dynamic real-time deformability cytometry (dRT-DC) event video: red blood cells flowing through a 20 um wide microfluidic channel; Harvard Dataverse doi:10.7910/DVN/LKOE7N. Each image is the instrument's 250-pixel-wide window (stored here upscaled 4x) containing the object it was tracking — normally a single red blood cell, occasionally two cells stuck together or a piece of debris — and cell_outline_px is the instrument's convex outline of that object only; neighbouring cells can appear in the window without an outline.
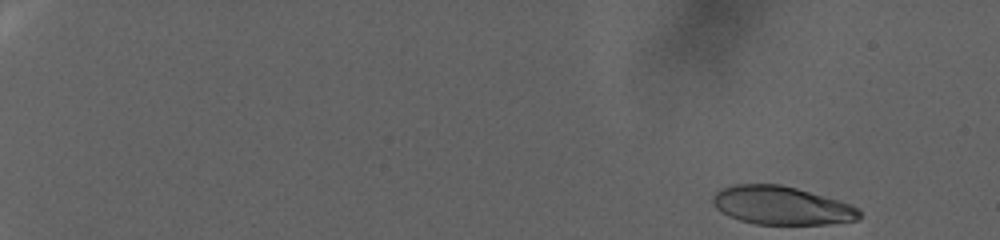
{"species": "human", "species_latin": "Homo sapiens", "temperature_condition": "warm", "stored_images_in_passage": 88, "camera_frame_rate_fps": 3000, "um_per_image_px": 0.085, "donor": {"sex": "female"}, "frame": {"image": 1, "passage_image": 1, "time_ms": 0.0, "image_size_px": [1000, 240], "cell_outline_px": [[860, 216], [856, 220], [824, 224], [756, 224], [740, 220], [728, 216], [716, 208], [712, 204], [712, 196], [716, 192], [724, 188], [736, 184], [780, 184], [796, 188], [836, 200], [860, 208]], "centroid_in_image_um": [66.39, 17.47], "position_along_channel_um": 18.6, "area_um2": 32.43}}
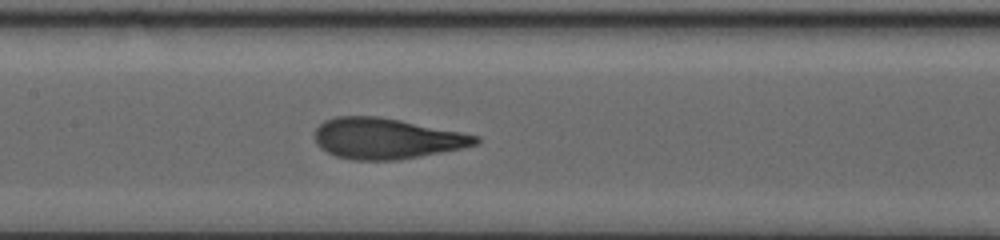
{"frame": {"image": 2, "passage_image": 47, "time_ms": 15.333, "image_size_px": [1000, 240], "cell_outline_px": [[480, 140], [476, 144], [460, 148], [396, 160], [352, 160], [336, 156], [320, 148], [316, 144], [316, 128], [324, 120], [336, 116], [376, 116], [400, 120], [480, 136]], "centroid_in_image_um": [32.8, 11.77], "position_along_channel_um": 174.6, "area_um2": 37.74}}
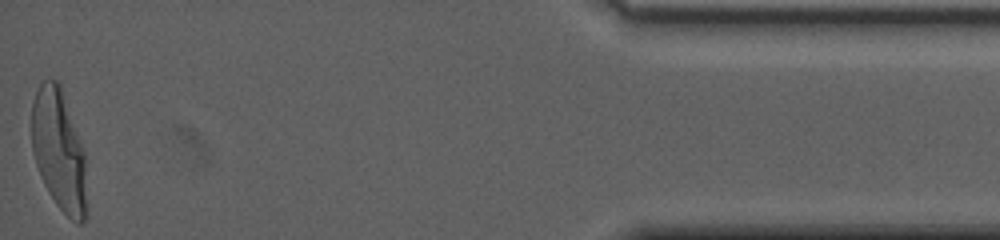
{"frame": {"image": 3, "passage_image": 88, "time_ms": 29.0, "image_size_px": [1000, 240], "cell_outline_px": [[88, 212], [84, 220], [80, 224], [76, 224], [56, 204], [48, 192], [44, 184], [36, 164], [32, 148], [32, 100], [40, 84], [44, 80], [56, 80], [60, 84], [84, 152], [88, 208]], "centroid_in_image_um": [5.03, 12.84], "position_along_channel_um": 430.2, "area_um2": 38.84}, "authors_computed_cell_mechanics": {"area_um2": 37.1943, "velocity_mm_per_s": 2.3266, "shape_relaxation_time_tau1_ms": 6.492, "shape_relaxation_time_tau2_ms": null, "deformation_change_tau1": 0.2511, "deformation_change_tau2": null}}